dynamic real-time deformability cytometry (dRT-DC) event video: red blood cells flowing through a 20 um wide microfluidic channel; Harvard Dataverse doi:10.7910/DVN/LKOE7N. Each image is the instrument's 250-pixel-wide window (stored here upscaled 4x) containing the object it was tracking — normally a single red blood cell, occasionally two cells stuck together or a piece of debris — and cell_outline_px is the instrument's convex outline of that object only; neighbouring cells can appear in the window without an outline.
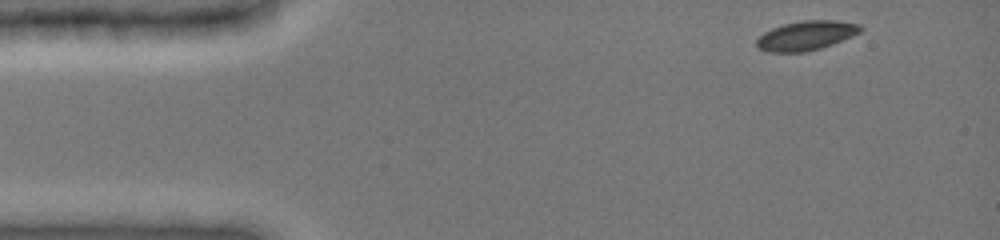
{"species": "common noctule bat (a hibernating species)", "species_latin": "Nyctalus noctula", "temperature_condition": "cold", "stored_images_in_passage": 16, "camera_frame_rate_fps": 3000, "um_per_image_px": 0.085, "animal": {"sex": "female", "body_mass_g": 19.0, "forearm_length_mm": 51.5}, "frame": {"image": 1, "passage_image": 1, "time_ms": 0.0, "image_size_px": [1000, 240], "cell_outline_px": [[864, 28], [860, 32], [852, 36], [832, 44], [820, 48], [804, 52], [768, 52], [760, 48], [756, 44], [756, 40], [764, 32], [772, 28], [784, 24], [804, 20], [836, 20], [860, 24]], "centroid_in_image_um": [68.54, 3.01], "position_along_channel_um": 16.5, "area_um2": 17.69}}
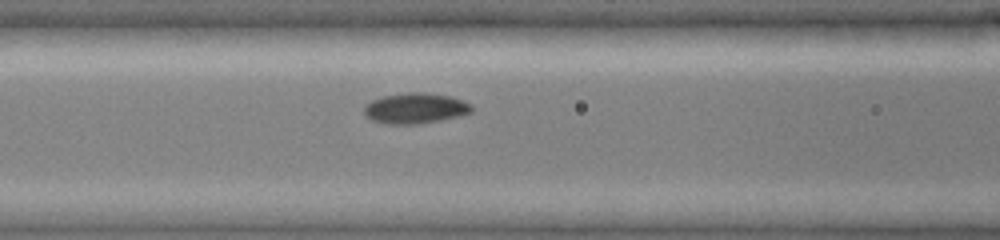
{"frame": {"image": 2, "passage_image": 10, "time_ms": 5.0, "image_size_px": [1000, 240], "cell_outline_px": [[472, 112], [440, 120], [420, 124], [388, 124], [372, 120], [364, 112], [364, 108], [372, 100], [384, 96], [408, 92], [428, 92], [452, 96], [472, 104]], "centroid_in_image_um": [35.34, 9.19], "position_along_channel_um": 131.3, "area_um2": 19.07}}
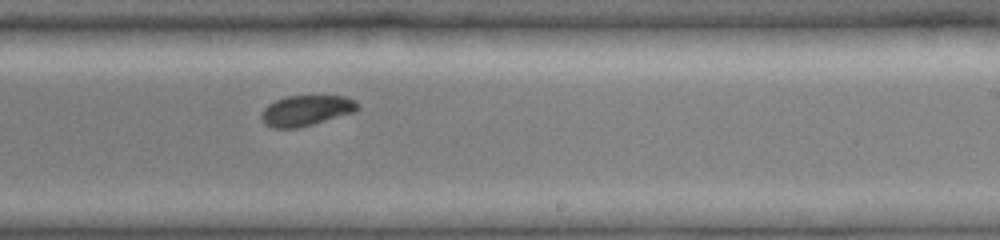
{"frame": {"image": 3, "passage_image": 16, "time_ms": 8.333, "image_size_px": [1000, 240], "cell_outline_px": [[360, 108], [356, 112], [312, 124], [296, 128], [272, 128], [264, 124], [260, 116], [264, 108], [268, 104], [276, 100], [288, 96], [344, 96], [356, 100], [360, 104]], "centroid_in_image_um": [26.05, 9.39], "position_along_channel_um": 262.9, "area_um2": 17.22}}